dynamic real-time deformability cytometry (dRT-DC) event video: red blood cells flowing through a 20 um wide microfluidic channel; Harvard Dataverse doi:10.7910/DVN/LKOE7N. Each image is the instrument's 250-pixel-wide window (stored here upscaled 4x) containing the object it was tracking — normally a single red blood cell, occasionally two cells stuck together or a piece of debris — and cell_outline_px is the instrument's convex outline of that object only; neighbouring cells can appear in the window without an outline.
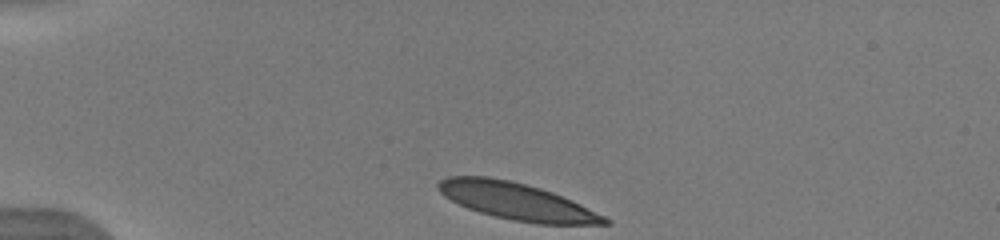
{"species": "human", "species_latin": "Homo sapiens", "temperature_condition": "warm", "stored_images_in_passage": 40, "camera_frame_rate_fps": 3000, "um_per_image_px": 0.085, "donor": {"sex": "male"}, "frame": {"image": 1, "passage_image": 1, "time_ms": 0.0, "image_size_px": [1000, 240], "cell_outline_px": [[612, 224], [536, 224], [512, 220], [480, 212], [468, 208], [444, 196], [436, 188], [436, 184], [440, 180], [448, 176], [488, 176], [512, 180], [540, 188], [552, 192], [572, 200], [612, 220]], "centroid_in_image_um": [43.91, 17.1], "position_along_channel_um": 41.1, "area_um2": 35.78}}
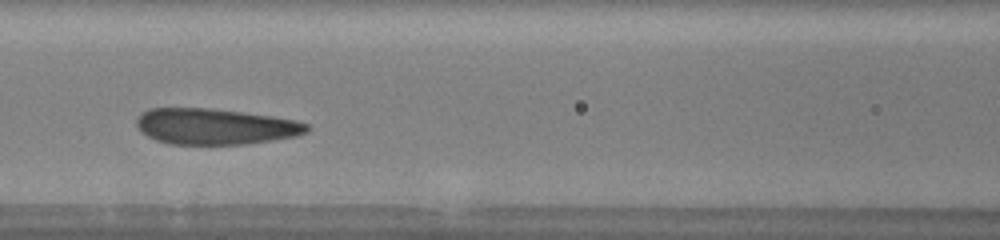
{"frame": {"image": 2, "passage_image": 13, "time_ms": 4.0, "image_size_px": [1000, 240], "cell_outline_px": [[312, 128], [308, 132], [296, 136], [272, 140], [244, 144], [168, 144], [156, 140], [148, 136], [136, 124], [136, 116], [140, 112], [148, 108], [208, 108], [244, 112], [272, 116], [296, 120], [308, 124]], "centroid_in_image_um": [18.3, 10.74], "position_along_channel_um": 148.3, "area_um2": 35.84}}
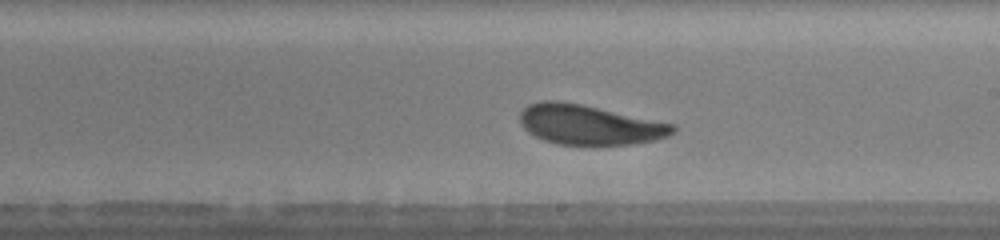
{"frame": {"image": 3, "passage_image": 20, "time_ms": 6.333, "image_size_px": [1000, 240], "cell_outline_px": [[676, 132], [668, 136], [656, 140], [632, 144], [596, 148], [560, 144], [544, 140], [528, 132], [520, 124], [520, 112], [528, 104], [540, 100], [556, 100], [580, 104], [676, 124]], "centroid_in_image_um": [50.12, 10.64], "position_along_channel_um": 238.9, "area_um2": 36.41}, "authors_computed_cell_mechanics": {"area_um2": 35.6915, "velocity_mm_per_s": 3.8925, "shape_relaxation_time_tau1_ms": 2.3648, "shape_relaxation_time_tau2_ms": 1.1178, "deformation_change_tau1": 0.1254, "deformation_change_tau2": 0.077}}